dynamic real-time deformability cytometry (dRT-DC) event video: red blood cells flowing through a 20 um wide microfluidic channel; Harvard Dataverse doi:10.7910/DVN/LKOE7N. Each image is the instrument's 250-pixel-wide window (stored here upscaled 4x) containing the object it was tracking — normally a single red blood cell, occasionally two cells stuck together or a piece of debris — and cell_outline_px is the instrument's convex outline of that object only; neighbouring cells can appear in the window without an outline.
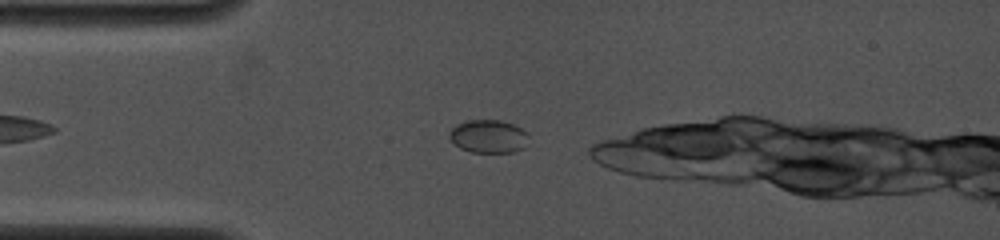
{"species": "common noctule bat (a hibernating species)", "species_latin": "Nyctalus noctula", "temperature_condition": "cold", "stored_images_in_passage": 13, "camera_frame_rate_fps": 4000, "um_per_image_px": 0.085, "animal": {"sex": "female", "body_mass_g": 19.0, "forearm_length_mm": 53.3}, "frame": {"image": 1, "passage_image": 4, "time_ms": 1.0, "image_size_px": [1000, 240], "cell_outline_px": [[528, 136], [524, 148], [512, 152], [472, 152], [460, 148], [448, 136], [448, 132], [456, 124], [468, 120], [500, 120], [512, 124], [528, 132]], "centroid_in_image_um": [41.51, 11.58], "position_along_channel_um": 43.5, "area_um2": 15.26}}
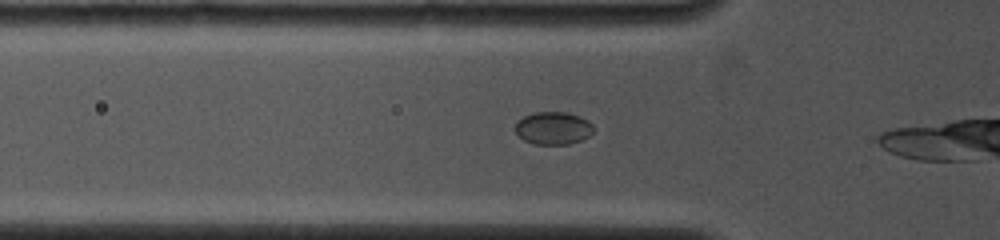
{"frame": {"image": 2, "passage_image": 8, "time_ms": 2.25, "image_size_px": [1000, 240], "cell_outline_px": [[596, 128], [588, 136], [580, 140], [568, 144], [532, 144], [524, 140], [512, 128], [516, 120], [524, 116], [536, 112], [568, 112], [580, 116], [588, 120]], "centroid_in_image_um": [47.0, 10.88], "position_along_channel_um": 78.8, "area_um2": 15.14}}
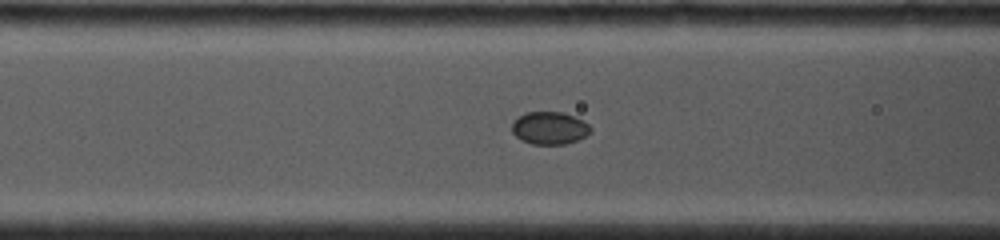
{"frame": {"image": 3, "passage_image": 11, "time_ms": 3.25, "image_size_px": [1000, 240], "cell_outline_px": [[592, 132], [576, 140], [564, 144], [532, 144], [520, 140], [512, 132], [512, 120], [524, 112], [564, 112], [584, 120], [592, 128]], "centroid_in_image_um": [46.7, 10.87], "position_along_channel_um": 119.9, "area_um2": 15.14}}